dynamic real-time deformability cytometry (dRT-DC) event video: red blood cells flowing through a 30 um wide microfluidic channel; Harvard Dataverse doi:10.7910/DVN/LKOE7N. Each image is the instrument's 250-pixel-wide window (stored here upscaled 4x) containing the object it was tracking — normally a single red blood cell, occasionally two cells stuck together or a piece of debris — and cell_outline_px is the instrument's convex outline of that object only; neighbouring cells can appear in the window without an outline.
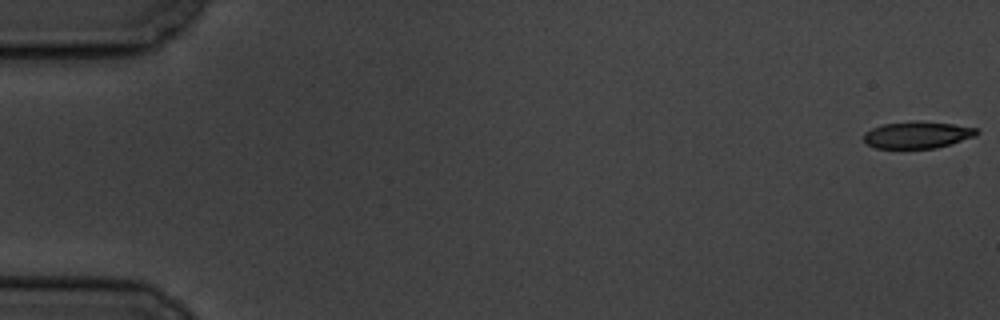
{"species": "common noctule bat (a hibernating species)", "species_latin": "Nyctalus noctula", "temperature_condition": "cold", "stored_images_in_passage": 2, "camera_frame_rate_fps": 3000, "um_per_image_px": 0.085, "animal": {"sex": "male", "body_mass_g": 19.5, "forearm_length_mm": 54.6}, "frame": {"image": 1, "passage_image": 1, "time_ms": 0.0, "image_size_px": [1000, 320], "cell_outline_px": [[980, 132], [976, 136], [952, 144], [936, 148], [876, 148], [868, 144], [864, 140], [864, 132], [872, 128], [884, 124], [916, 120], [952, 124], [976, 128]], "centroid_in_image_um": [78.0, 11.46], "position_along_channel_um": 7.0, "area_um2": 17.74}}